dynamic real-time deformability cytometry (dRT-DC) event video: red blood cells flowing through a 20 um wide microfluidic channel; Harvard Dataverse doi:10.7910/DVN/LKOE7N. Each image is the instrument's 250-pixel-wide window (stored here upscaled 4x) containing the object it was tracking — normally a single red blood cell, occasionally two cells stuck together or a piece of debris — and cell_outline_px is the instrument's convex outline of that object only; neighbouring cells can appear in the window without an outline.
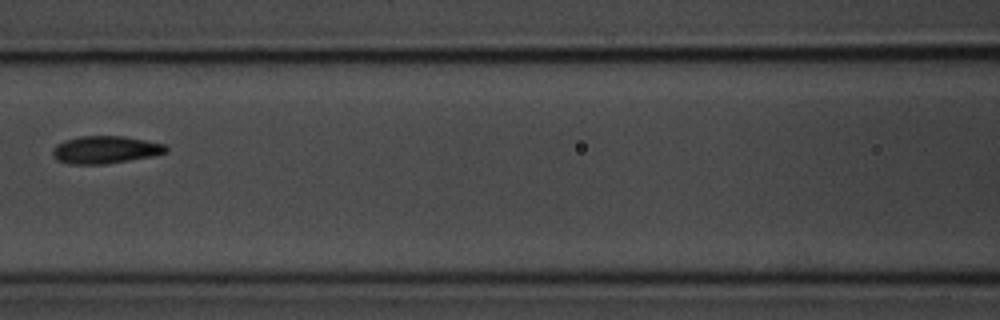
{"species": "common noctule bat (a hibernating species)", "species_latin": "Nyctalus noctula", "temperature_condition": "room temperature", "stored_images_in_passage": 9, "camera_frame_rate_fps": 3000, "um_per_image_px": 0.085, "animal": {"sex": "male", "body_mass_g": 20.1, "forearm_length_mm": 53.5}, "frame": {"image": 1, "passage_image": 6, "time_ms": 6.0, "image_size_px": [1000, 320], "cell_outline_px": [[168, 152], [152, 156], [104, 164], [72, 164], [56, 160], [52, 156], [52, 148], [56, 144], [64, 140], [80, 136], [124, 136], [168, 144]], "centroid_in_image_um": [8.95, 12.72], "position_along_channel_um": 157.6, "area_um2": 18.38}}
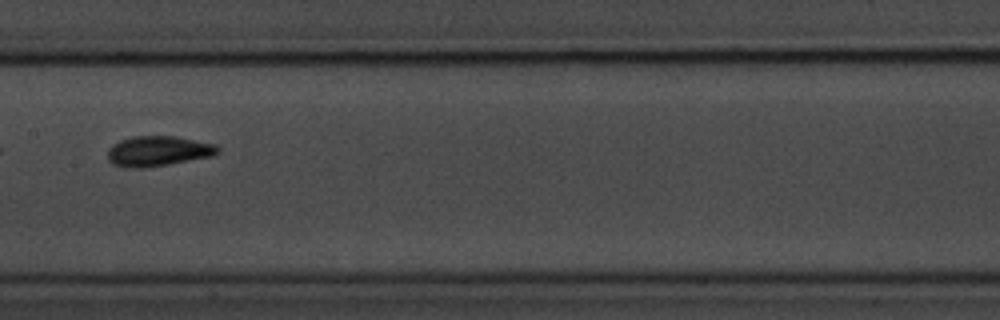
{"frame": {"image": 2, "passage_image": 7, "time_ms": 7.0, "image_size_px": [1000, 320], "cell_outline_px": [[220, 152], [212, 156], [168, 164], [140, 168], [124, 168], [112, 164], [108, 160], [108, 148], [112, 144], [120, 140], [132, 136], [176, 136], [216, 144], [220, 148]], "centroid_in_image_um": [13.42, 12.84], "position_along_channel_um": 194.0, "area_um2": 19.54}}